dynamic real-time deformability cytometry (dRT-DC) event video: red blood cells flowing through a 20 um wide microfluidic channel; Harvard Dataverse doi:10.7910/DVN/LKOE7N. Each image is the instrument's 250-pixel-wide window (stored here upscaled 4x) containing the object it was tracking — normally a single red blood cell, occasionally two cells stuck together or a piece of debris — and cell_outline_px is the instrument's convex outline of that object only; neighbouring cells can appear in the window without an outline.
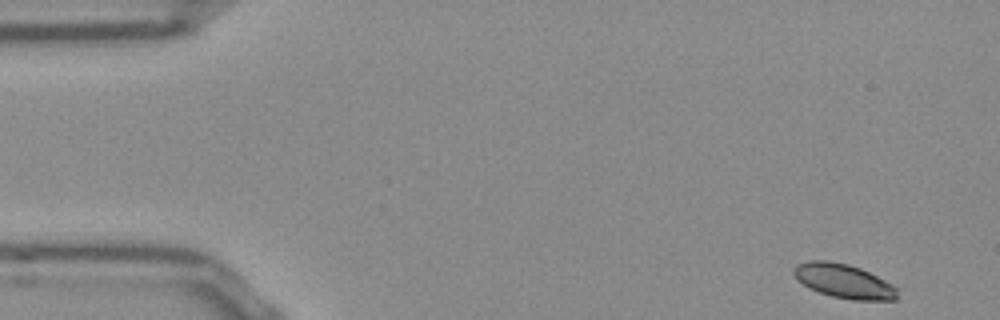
{"species": "Egyptian fruit bat (a non-hibernating species)", "species_latin": "Rousettus aegyptiacus", "temperature_condition": "room temperature", "stored_images_in_passage": 51, "camera_frame_rate_fps": 3000, "um_per_image_px": 0.085, "frame": {"image": 1, "passage_image": 1, "time_ms": 0.0, "image_size_px": [1000, 320], "cell_outline_px": [[896, 300], [852, 300], [832, 296], [808, 288], [796, 280], [792, 272], [792, 268], [796, 264], [812, 260], [824, 260], [848, 264], [860, 268], [892, 284], [896, 288]], "centroid_in_image_um": [71.66, 23.89], "position_along_channel_um": 13.3, "area_um2": 20.58}}
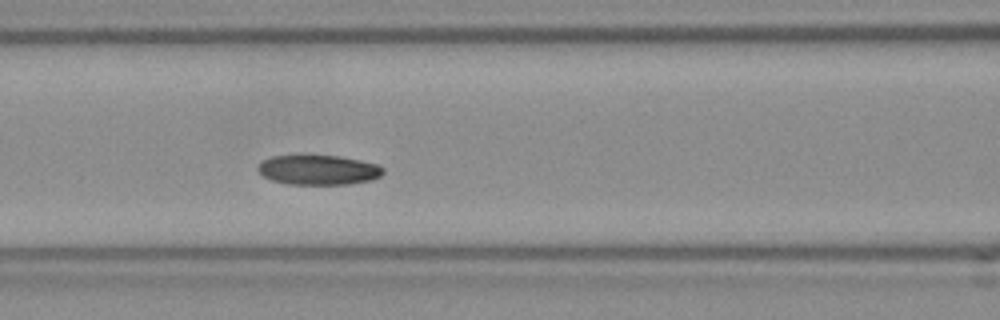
{"frame": {"image": 2, "passage_image": 20, "time_ms": 6.333, "image_size_px": [1000, 320], "cell_outline_px": [[384, 172], [380, 176], [372, 180], [348, 184], [288, 184], [272, 180], [264, 176], [256, 168], [264, 160], [272, 156], [300, 152], [340, 156], [360, 160], [376, 164], [384, 168]], "centroid_in_image_um": [27.04, 14.39], "position_along_channel_um": 139.6, "area_um2": 22.48}}
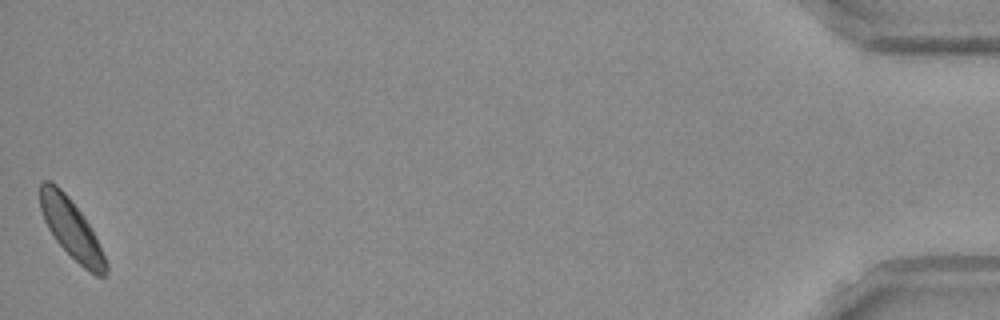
{"frame": {"image": 3, "passage_image": 51, "time_ms": 16.667, "image_size_px": [1000, 320], "cell_outline_px": [[108, 272], [104, 276], [96, 276], [84, 268], [56, 240], [48, 228], [44, 220], [40, 208], [40, 184], [44, 180], [48, 180], [56, 184], [68, 196], [84, 216], [92, 228], [96, 236], [108, 264]], "centroid_in_image_um": [6.08, 19.45], "position_along_channel_um": 429.1, "area_um2": 22.54}, "authors_computed_cell_mechanics": {"area_um2": 22.1952, "velocity_mm_per_s": 3.7734, "shape_relaxation_time_tau1_ms": 3.4405, "shape_relaxation_time_tau2_ms": 6.9162, "deformation_change_tau1": 0.0723, "deformation_change_tau2": 0.0782}}